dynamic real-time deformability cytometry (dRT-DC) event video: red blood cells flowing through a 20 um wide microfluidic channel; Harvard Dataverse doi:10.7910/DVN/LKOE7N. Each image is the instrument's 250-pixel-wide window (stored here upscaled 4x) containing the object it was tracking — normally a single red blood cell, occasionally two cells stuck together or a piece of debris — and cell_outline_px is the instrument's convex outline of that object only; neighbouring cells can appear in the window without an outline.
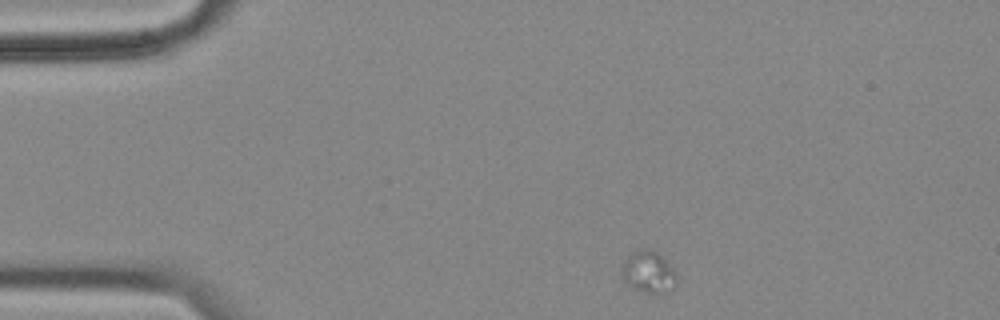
{"species": "common noctule bat (a hibernating species)", "species_latin": "Nyctalus noctula", "temperature_condition": "cold", "stored_images_in_passage": 29, "camera_frame_rate_fps": 3000, "um_per_image_px": 0.085, "animal": {"sex": "female", "body_mass_g": 18.4}, "frame": {"image": 1, "passage_image": 1, "time_ms": 0.0, "image_size_px": [1000, 320], "cell_outline_px": [[676, 284], [672, 288], [664, 292], [644, 292], [628, 284], [624, 280], [624, 260], [632, 252], [640, 248], [644, 248], [656, 252], [676, 272]], "centroid_in_image_um": [55.14, 23.1], "position_along_channel_um": 29.9, "area_um2": 12.72}}